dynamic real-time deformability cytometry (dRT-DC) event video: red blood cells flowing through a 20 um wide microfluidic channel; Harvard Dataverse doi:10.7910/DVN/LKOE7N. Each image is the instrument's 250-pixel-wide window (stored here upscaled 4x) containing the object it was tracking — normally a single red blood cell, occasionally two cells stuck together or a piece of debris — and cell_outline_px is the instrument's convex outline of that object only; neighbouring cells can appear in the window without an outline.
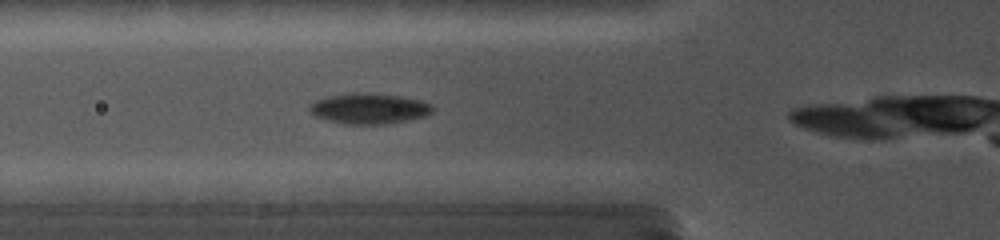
{"species": "common noctule bat (a hibernating species)", "species_latin": "Nyctalus noctula", "temperature_condition": "cold", "stored_images_in_passage": 9, "camera_frame_rate_fps": 5000, "um_per_image_px": 0.085, "animal": {"sex": "female", "body_mass_g": 19.0, "forearm_length_mm": 56.7}, "frame": {"image": 1, "passage_image": 3, "time_ms": 1.4, "image_size_px": [1000, 240], "cell_outline_px": [[436, 108], [428, 116], [408, 120], [384, 124], [344, 124], [312, 116], [308, 112], [308, 104], [312, 100], [344, 92], [372, 92], [404, 96], [420, 100], [432, 104]], "centroid_in_image_um": [31.34, 9.2], "position_along_channel_um": 94.5, "area_um2": 22.83}}
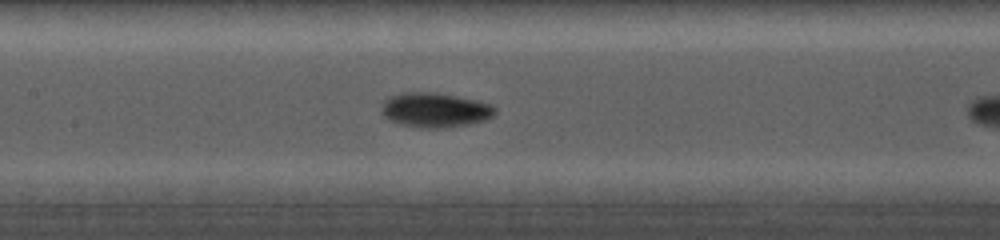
{"frame": {"image": 2, "passage_image": 6, "time_ms": 3.4, "image_size_px": [1000, 240], "cell_outline_px": [[496, 112], [492, 116], [484, 120], [468, 124], [440, 128], [420, 128], [400, 124], [388, 120], [380, 112], [380, 108], [384, 100], [388, 96], [404, 92], [436, 92], [476, 100], [492, 104], [496, 108]], "centroid_in_image_um": [36.92, 9.34], "position_along_channel_um": 170.5, "area_um2": 23.12}}